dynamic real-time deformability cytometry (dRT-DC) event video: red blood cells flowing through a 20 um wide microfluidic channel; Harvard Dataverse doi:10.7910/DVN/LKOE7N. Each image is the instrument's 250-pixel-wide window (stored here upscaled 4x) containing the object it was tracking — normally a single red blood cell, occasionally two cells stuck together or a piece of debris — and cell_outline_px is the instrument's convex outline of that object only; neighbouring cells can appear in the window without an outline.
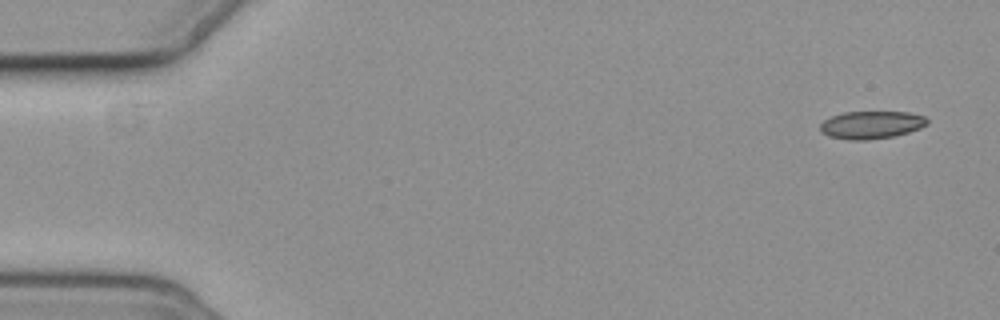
{"species": "common noctule bat (a hibernating species)", "species_latin": "Nyctalus noctula", "temperature_condition": "cold", "stored_images_in_passage": 2, "camera_frame_rate_fps": 3000, "um_per_image_px": 0.085, "animal": {"sex": "female", "body_mass_g": 19.3, "forearm_length_mm": 54.1}, "frame": {"image": 1, "passage_image": 2, "time_ms": 1.0, "image_size_px": [1000, 320], "cell_outline_px": [[928, 124], [920, 128], [908, 132], [892, 136], [864, 140], [848, 140], [828, 136], [820, 132], [820, 124], [824, 120], [832, 116], [844, 112], [908, 112], [924, 116], [928, 120]], "centroid_in_image_um": [74.04, 10.61], "position_along_channel_um": 11.0, "area_um2": 17.22}}